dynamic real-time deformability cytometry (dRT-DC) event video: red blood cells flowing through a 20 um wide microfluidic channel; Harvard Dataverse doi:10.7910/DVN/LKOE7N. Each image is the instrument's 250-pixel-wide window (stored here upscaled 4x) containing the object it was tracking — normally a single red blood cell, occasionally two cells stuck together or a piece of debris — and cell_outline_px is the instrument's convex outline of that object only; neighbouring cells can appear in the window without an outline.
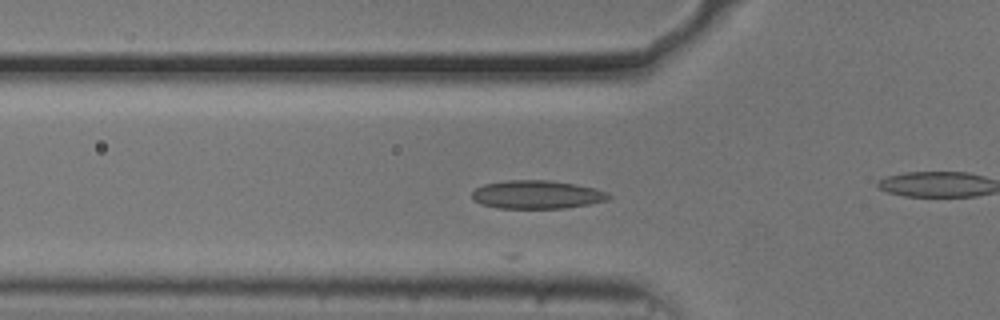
{"species": "common noctule bat (a hibernating species)", "species_latin": "Nyctalus noctula", "temperature_condition": "cold", "stored_images_in_passage": 27, "camera_frame_rate_fps": 3000, "um_per_image_px": 0.085, "animal": {"sex": "male", "body_mass_g": 20.5, "forearm_length_mm": 52.5}, "frame": {"image": 1, "passage_image": 19, "time_ms": 6.0, "image_size_px": [1000, 320], "cell_outline_px": [[612, 196], [608, 200], [588, 204], [564, 208], [500, 208], [480, 204], [472, 196], [472, 192], [476, 188], [484, 184], [504, 180], [552, 180], [576, 184], [592, 188], [604, 192]], "centroid_in_image_um": [45.61, 16.53], "position_along_channel_um": 80.2, "area_um2": 22.43}}
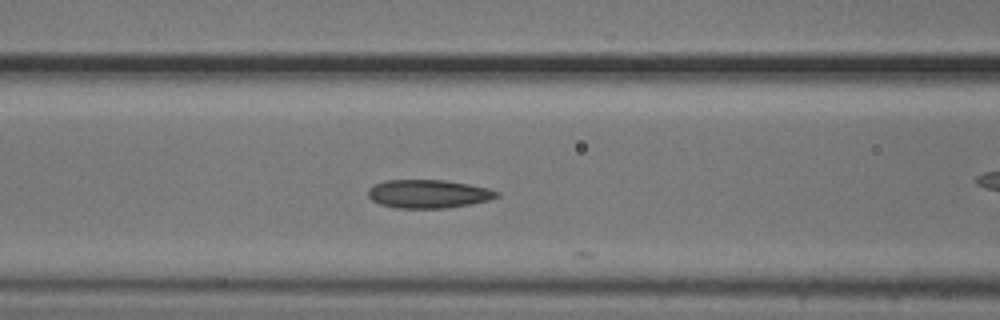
{"frame": {"image": 2, "passage_image": 23, "time_ms": 7.333, "image_size_px": [1000, 320], "cell_outline_px": [[500, 196], [488, 200], [448, 208], [396, 208], [380, 204], [372, 200], [368, 196], [368, 188], [384, 180], [440, 180], [468, 184], [488, 188], [500, 192]], "centroid_in_image_um": [36.4, 16.48], "position_along_channel_um": 130.2, "area_um2": 21.21}}
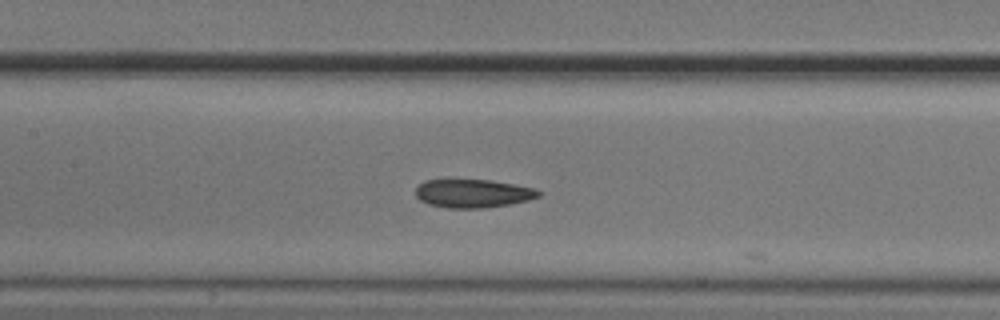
{"frame": {"image": 3, "passage_image": 26, "time_ms": 8.333, "image_size_px": [1000, 320], "cell_outline_px": [[544, 192], [540, 196], [528, 200], [508, 204], [484, 208], [448, 208], [428, 204], [420, 200], [416, 196], [416, 188], [424, 180], [488, 180], [536, 188]], "centroid_in_image_um": [40.22, 16.44], "position_along_channel_um": 167.2, "area_um2": 20.29}}